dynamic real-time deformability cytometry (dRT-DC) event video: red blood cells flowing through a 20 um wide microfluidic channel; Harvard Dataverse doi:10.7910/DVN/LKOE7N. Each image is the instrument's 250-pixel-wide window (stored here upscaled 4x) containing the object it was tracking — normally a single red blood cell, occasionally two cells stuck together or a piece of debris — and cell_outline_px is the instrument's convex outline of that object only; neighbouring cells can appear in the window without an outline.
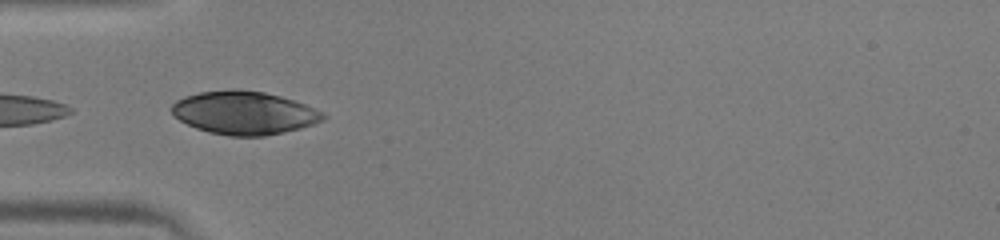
{"species": "human", "species_latin": "Homo sapiens", "temperature_condition": "warm", "stored_images_in_passage": 22, "camera_frame_rate_fps": 3000, "um_per_image_px": 0.085, "donor": {"sex": "male"}, "frame": {"image": 1, "passage_image": 1, "time_ms": 0.0, "image_size_px": [1000, 240], "cell_outline_px": [[328, 116], [324, 120], [300, 128], [284, 132], [264, 136], [228, 136], [208, 132], [196, 128], [180, 120], [172, 112], [172, 104], [176, 100], [184, 96], [200, 92], [232, 88], [264, 92], [280, 96], [304, 104], [324, 112]], "centroid_in_image_um": [20.76, 9.58], "position_along_channel_um": 64.2, "area_um2": 38.15}}